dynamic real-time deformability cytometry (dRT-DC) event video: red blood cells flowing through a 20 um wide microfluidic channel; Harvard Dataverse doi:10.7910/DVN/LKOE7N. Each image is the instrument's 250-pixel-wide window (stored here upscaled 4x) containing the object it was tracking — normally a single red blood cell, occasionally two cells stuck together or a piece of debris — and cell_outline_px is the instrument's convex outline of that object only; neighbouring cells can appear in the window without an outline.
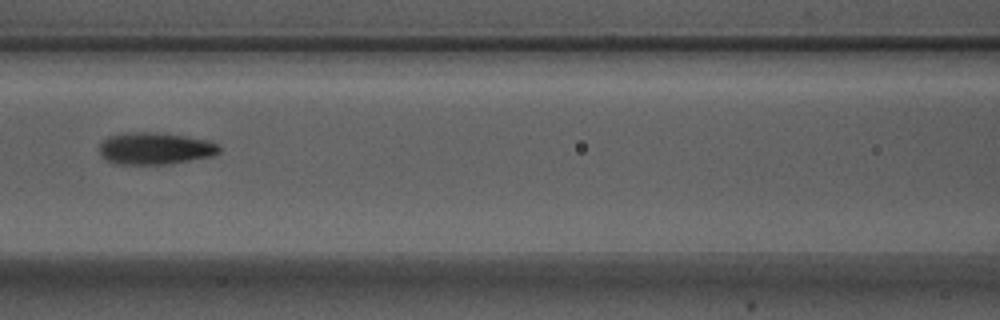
{"species": "Egyptian fruit bat (a non-hibernating species)", "species_latin": "Rousettus aegyptiacus", "temperature_condition": "warm", "stored_images_in_passage": 5, "camera_frame_rate_fps": 3000, "um_per_image_px": 0.085, "animal": {"sex": "male"}, "frame": {"image": 1, "passage_image": 3, "time_ms": 0.667, "image_size_px": [1000, 320], "cell_outline_px": [[220, 152], [212, 156], [168, 164], [116, 164], [108, 160], [100, 152], [100, 144], [108, 136], [136, 132], [148, 132], [184, 136], [208, 140], [216, 144], [220, 148]], "centroid_in_image_um": [13.2, 12.63], "position_along_channel_um": 153.4, "area_um2": 21.91}}
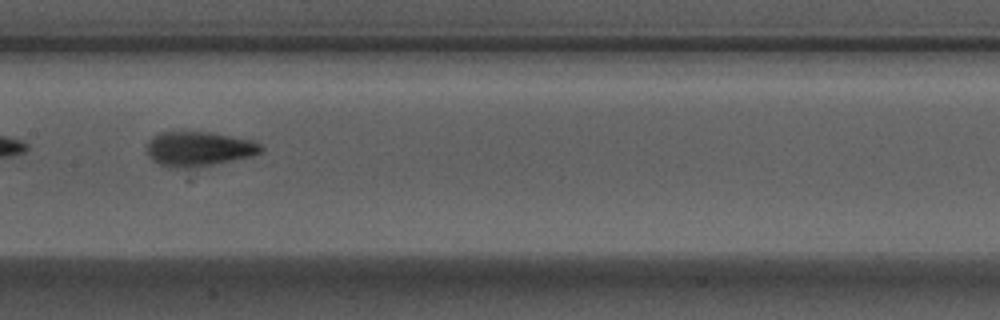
{"frame": {"image": 2, "passage_image": 4, "time_ms": 1.0, "image_size_px": [1000, 320], "cell_outline_px": [[264, 148], [260, 152], [252, 156], [196, 168], [168, 168], [152, 160], [148, 156], [148, 144], [156, 136], [164, 132], [200, 132], [252, 140], [260, 144]], "centroid_in_image_um": [16.9, 12.69], "position_along_channel_um": 190.5, "area_um2": 22.6}}
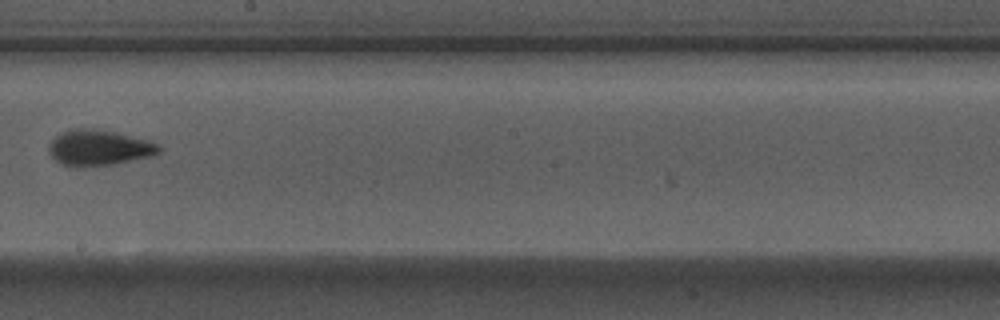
{"frame": {"image": 3, "passage_image": 5, "time_ms": 1.333, "image_size_px": [1000, 320], "cell_outline_px": [[160, 152], [148, 156], [112, 164], [64, 164], [56, 160], [48, 152], [48, 148], [52, 140], [56, 136], [72, 128], [92, 128], [112, 132], [160, 144]], "centroid_in_image_um": [8.38, 12.52], "position_along_channel_um": 239.8, "area_um2": 21.68}}